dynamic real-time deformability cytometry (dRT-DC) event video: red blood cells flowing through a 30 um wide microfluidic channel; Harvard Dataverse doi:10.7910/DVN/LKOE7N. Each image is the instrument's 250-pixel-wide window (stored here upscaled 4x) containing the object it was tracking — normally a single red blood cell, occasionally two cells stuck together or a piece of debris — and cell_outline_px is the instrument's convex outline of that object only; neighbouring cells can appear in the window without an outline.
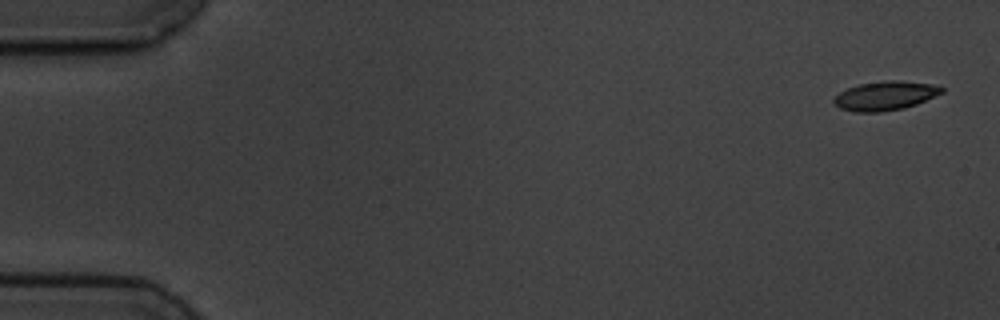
{"species": "common noctule bat (a hibernating species)", "species_latin": "Nyctalus noctula", "temperature_condition": "cold", "stored_images_in_passage": 4, "camera_frame_rate_fps": 3000, "um_per_image_px": 0.085, "animal": {"sex": "male", "body_mass_g": 19.5, "forearm_length_mm": 54.6}, "frame": {"image": 1, "passage_image": 1, "time_ms": 0.0, "image_size_px": [1000, 320], "cell_outline_px": [[944, 92], [916, 104], [904, 108], [880, 112], [856, 112], [840, 108], [832, 100], [840, 92], [848, 88], [860, 84], [884, 80], [900, 80], [932, 84], [944, 88]], "centroid_in_image_um": [75.26, 8.13], "position_along_channel_um": 9.7, "area_um2": 18.15}}